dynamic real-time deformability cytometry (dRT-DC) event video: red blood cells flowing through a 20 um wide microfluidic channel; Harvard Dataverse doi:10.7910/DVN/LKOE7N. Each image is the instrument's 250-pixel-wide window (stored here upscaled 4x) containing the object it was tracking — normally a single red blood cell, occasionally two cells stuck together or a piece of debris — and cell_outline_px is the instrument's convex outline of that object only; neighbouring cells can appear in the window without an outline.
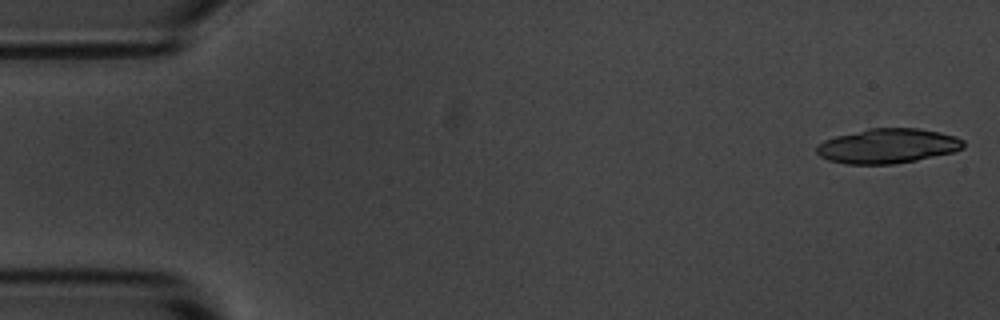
{"species": "common noctule bat (a hibernating species)", "species_latin": "Nyctalus noctula", "temperature_condition": "room temperature", "stored_images_in_passage": 5, "camera_frame_rate_fps": 3000, "um_per_image_px": 0.085, "animal": {"sex": "male", "body_mass_g": 20.1, "forearm_length_mm": 53.5}, "frame": {"image": 1, "passage_image": 1, "time_ms": 0.0, "image_size_px": [1000, 320], "cell_outline_px": [[964, 148], [952, 152], [916, 160], [892, 164], [844, 164], [828, 160], [820, 156], [816, 152], [816, 148], [824, 140], [836, 136], [868, 128], [920, 128], [940, 132], [956, 136], [964, 140]], "centroid_in_image_um": [75.46, 12.4], "position_along_channel_um": 9.5, "area_um2": 29.71}}
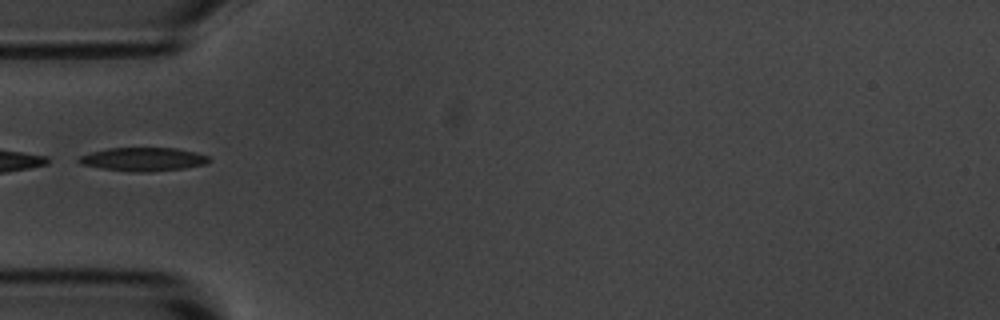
{"frame": {"image": 2, "passage_image": 5, "time_ms": 5.333, "image_size_px": [1000, 320], "cell_outline_px": [[212, 160], [204, 164], [184, 168], [148, 172], [140, 172], [100, 168], [80, 164], [76, 160], [80, 156], [92, 152], [108, 148], [176, 148], [196, 152], [208, 156]], "centroid_in_image_um": [12.17, 13.53], "position_along_channel_um": 72.8, "area_um2": 17.74}}